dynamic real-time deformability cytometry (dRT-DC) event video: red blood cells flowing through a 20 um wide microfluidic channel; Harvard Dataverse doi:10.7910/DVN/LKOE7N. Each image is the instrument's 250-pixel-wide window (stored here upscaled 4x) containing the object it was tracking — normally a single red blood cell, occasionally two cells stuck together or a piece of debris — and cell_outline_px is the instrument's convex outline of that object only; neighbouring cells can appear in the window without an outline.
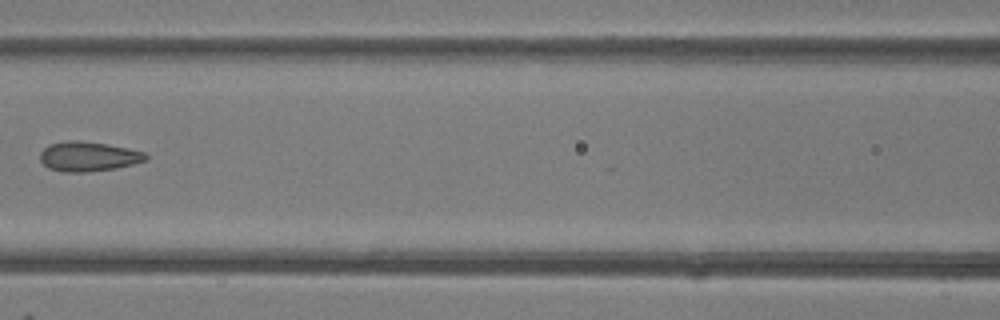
{"species": "common noctule bat (a hibernating species)", "species_latin": "Nyctalus noctula", "temperature_condition": "room temperature", "stored_images_in_passage": 7, "camera_frame_rate_fps": 3000, "um_per_image_px": 0.085, "animal": {"sex": "female"}, "frame": {"image": 1, "passage_image": 7, "time_ms": 6.667, "image_size_px": [1000, 320], "cell_outline_px": [[148, 160], [116, 168], [84, 172], [64, 172], [48, 168], [40, 160], [40, 152], [48, 144], [68, 140], [80, 140], [108, 144], [128, 148], [144, 152], [148, 156]], "centroid_in_image_um": [7.5, 13.29], "position_along_channel_um": 159.1, "area_um2": 18.38}}